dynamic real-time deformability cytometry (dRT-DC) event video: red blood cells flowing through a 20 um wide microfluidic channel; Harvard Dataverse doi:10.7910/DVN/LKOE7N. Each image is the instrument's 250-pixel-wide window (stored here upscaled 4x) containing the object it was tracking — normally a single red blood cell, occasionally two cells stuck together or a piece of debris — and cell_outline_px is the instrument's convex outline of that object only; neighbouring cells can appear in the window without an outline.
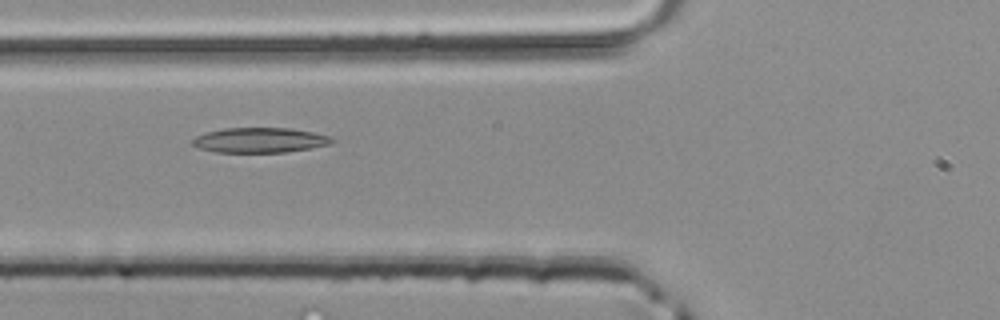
{"species": "common noctule bat (a hibernating species)", "species_latin": "Nyctalus noctula", "temperature_condition": "room temperature", "stored_images_in_passage": 33, "camera_frame_rate_fps": 3000, "um_per_image_px": 0.085, "animal": {"sex": "male", "body_mass_g": 20.4}, "frame": {"image": 1, "passage_image": 5, "time_ms": 1.333, "image_size_px": [1000, 320], "cell_outline_px": [[336, 140], [332, 144], [312, 148], [288, 152], [216, 152], [200, 148], [192, 144], [192, 140], [196, 136], [204, 132], [224, 128], [288, 128], [312, 132], [332, 136]], "centroid_in_image_um": [22.13, 11.91], "position_along_channel_um": 103.7, "area_um2": 20.46}}
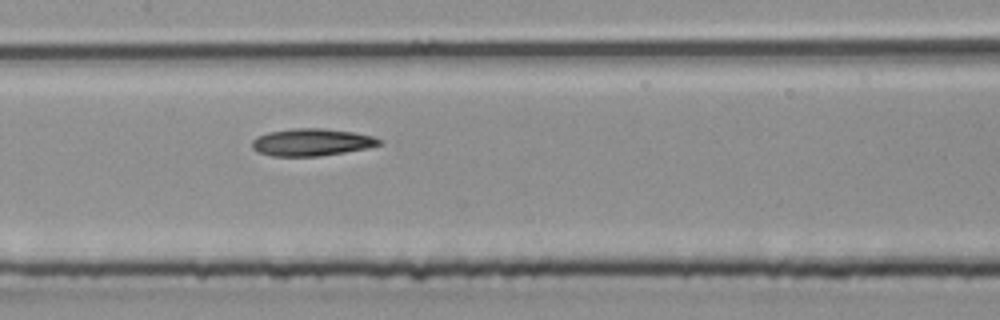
{"frame": {"image": 2, "passage_image": 10, "time_ms": 3.0, "image_size_px": [1000, 320], "cell_outline_px": [[384, 144], [368, 148], [320, 156], [272, 156], [256, 152], [252, 148], [252, 140], [256, 136], [268, 132], [292, 128], [324, 128], [352, 132], [372, 136], [380, 140]], "centroid_in_image_um": [26.46, 12.09], "position_along_channel_um": 180.9, "area_um2": 20.35}}
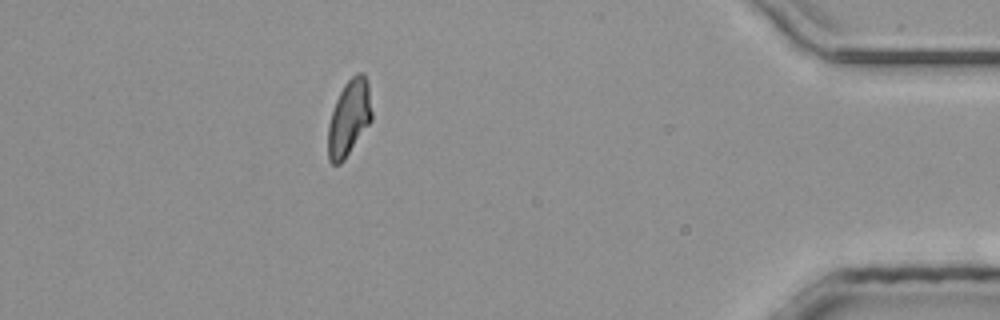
{"frame": {"image": 3, "passage_image": 28, "time_ms": 9.0, "image_size_px": [1000, 320], "cell_outline_px": [[372, 120], [344, 160], [340, 164], [332, 164], [328, 160], [328, 124], [336, 100], [344, 84], [356, 72], [364, 72], [368, 84], [372, 112]], "centroid_in_image_um": [29.67, 10.01], "position_along_channel_um": 405.5, "area_um2": 19.36}}